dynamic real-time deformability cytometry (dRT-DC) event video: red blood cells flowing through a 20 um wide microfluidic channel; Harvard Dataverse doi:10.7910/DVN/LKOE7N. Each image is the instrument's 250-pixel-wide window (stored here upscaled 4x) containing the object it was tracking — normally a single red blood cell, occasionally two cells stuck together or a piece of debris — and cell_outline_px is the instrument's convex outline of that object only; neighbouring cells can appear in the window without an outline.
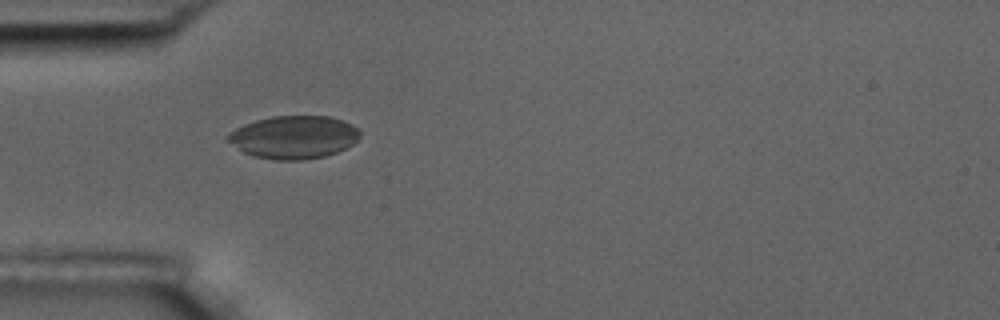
{"species": "common noctule bat (a hibernating species)", "species_latin": "Nyctalus noctula", "temperature_condition": "room temperature", "stored_images_in_passage": 2, "camera_frame_rate_fps": 3000, "um_per_image_px": 0.085, "animal": {"sex": "male", "body_mass_g": 17.5, "forearm_length_mm": 52.3}, "frame": {"image": 1, "passage_image": 1, "time_ms": 0.0, "image_size_px": [1000, 320], "cell_outline_px": [[360, 136], [352, 144], [336, 152], [324, 156], [304, 160], [272, 160], [252, 156], [244, 152], [228, 140], [224, 136], [236, 128], [244, 124], [256, 120], [272, 116], [328, 116], [344, 120], [360, 128]], "centroid_in_image_um": [24.98, 11.65], "position_along_channel_um": 60.0, "area_um2": 33.12}}